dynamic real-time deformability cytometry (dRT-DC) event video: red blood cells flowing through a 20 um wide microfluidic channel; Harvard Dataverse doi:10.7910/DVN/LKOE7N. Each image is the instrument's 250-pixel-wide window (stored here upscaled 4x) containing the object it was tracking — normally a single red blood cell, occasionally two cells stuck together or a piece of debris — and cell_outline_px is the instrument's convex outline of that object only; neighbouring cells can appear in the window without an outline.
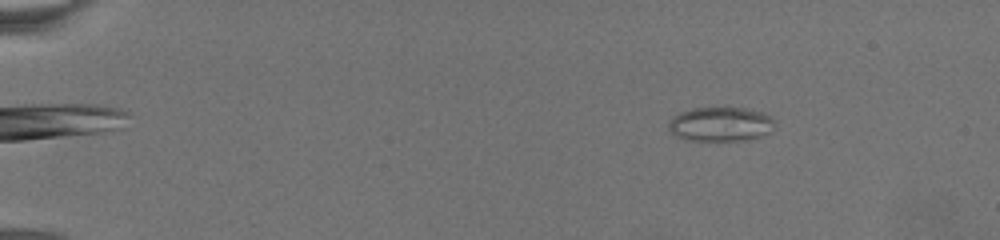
{"species": "common noctule bat (a hibernating species)", "species_latin": "Nyctalus noctula", "temperature_condition": "warm", "stored_images_in_passage": 58, "camera_frame_rate_fps": 3000, "um_per_image_px": 0.085, "animal": {"sex": "female", "body_mass_g": 19.5, "forearm_length_mm": 54.1}, "frame": {"image": 1, "passage_image": 19, "time_ms": 3.667, "image_size_px": [1000, 240], "cell_outline_px": [[776, 124], [768, 132], [760, 136], [744, 140], [688, 140], [676, 136], [668, 128], [668, 120], [672, 116], [680, 112], [692, 108], [744, 108], [760, 112], [772, 116]], "centroid_in_image_um": [61.22, 10.54], "position_along_channel_um": 23.8, "area_um2": 21.15}}
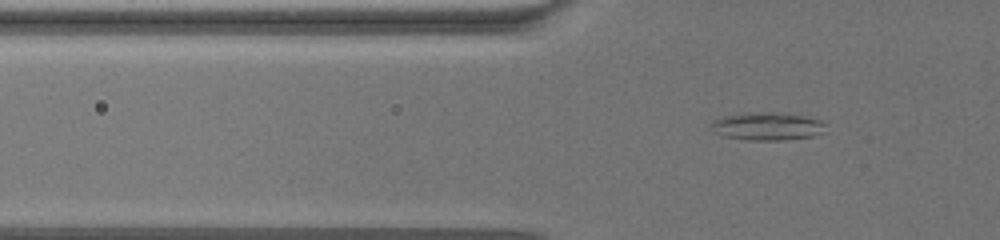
{"frame": {"image": 2, "passage_image": 41, "time_ms": 8.667, "image_size_px": [1000, 240], "cell_outline_px": [[824, 132], [812, 136], [780, 140], [748, 140], [724, 136], [712, 132], [708, 124], [712, 120], [724, 116], [744, 112], [776, 112], [804, 116], [820, 120], [824, 124]], "centroid_in_image_um": [65.13, 10.72], "position_along_channel_um": 60.7, "area_um2": 18.79}}
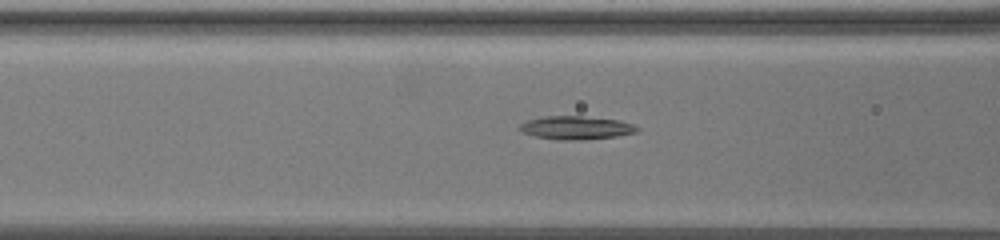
{"frame": {"image": 3, "passage_image": 52, "time_ms": 11.0, "image_size_px": [1000, 240], "cell_outline_px": [[640, 128], [636, 132], [616, 136], [580, 140], [556, 140], [536, 136], [520, 132], [516, 128], [520, 124], [528, 120], [544, 116], [580, 116], [620, 120], [632, 124]], "centroid_in_image_um": [48.92, 10.86], "position_along_channel_um": 117.7, "area_um2": 16.01}}